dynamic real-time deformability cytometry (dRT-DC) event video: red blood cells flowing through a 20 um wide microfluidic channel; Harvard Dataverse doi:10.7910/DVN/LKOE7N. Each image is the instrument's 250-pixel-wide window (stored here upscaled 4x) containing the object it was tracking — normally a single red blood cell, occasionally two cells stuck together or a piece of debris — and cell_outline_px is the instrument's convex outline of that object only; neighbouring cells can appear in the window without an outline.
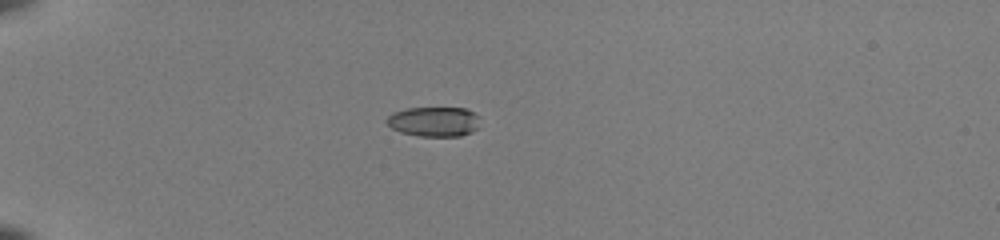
{"species": "common noctule bat (a hibernating species)", "species_latin": "Nyctalus noctula", "temperature_condition": "room temperature", "stored_images_in_passage": 37, "camera_frame_rate_fps": 3000, "um_per_image_px": 0.085, "animal": {"sex": "female", "body_mass_g": 22.0, "forearm_length_mm": 56.7}, "frame": {"image": 1, "passage_image": 1, "time_ms": 0.0, "image_size_px": [1000, 240], "cell_outline_px": [[480, 116], [476, 128], [472, 132], [460, 136], [420, 136], [400, 132], [392, 128], [388, 124], [388, 116], [392, 112], [408, 108], [468, 108]], "centroid_in_image_um": [36.92, 10.33], "position_along_channel_um": 48.1, "area_um2": 16.18}}
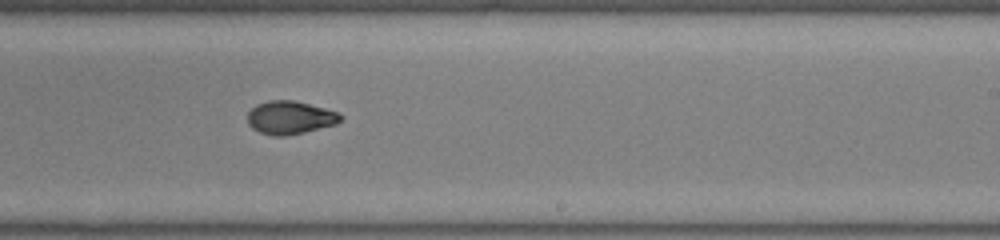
{"frame": {"image": 2, "passage_image": 20, "time_ms": 6.333, "image_size_px": [1000, 240], "cell_outline_px": [[344, 116], [336, 124], [304, 132], [284, 136], [272, 136], [260, 132], [252, 128], [248, 124], [248, 112], [256, 104], [268, 100], [292, 100], [340, 112]], "centroid_in_image_um": [24.65, 9.99], "position_along_channel_um": 264.3, "area_um2": 17.98}}
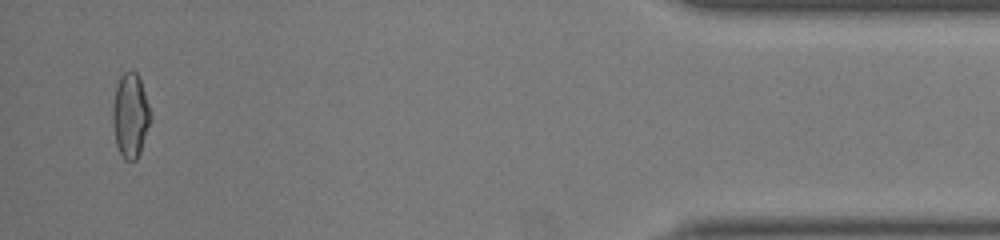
{"frame": {"image": 3, "passage_image": 36, "time_ms": 11.667, "image_size_px": [1000, 240], "cell_outline_px": [[152, 120], [140, 152], [136, 160], [124, 160], [116, 144], [112, 124], [112, 104], [116, 88], [120, 76], [124, 72], [136, 72], [140, 80], [148, 104]], "centroid_in_image_um": [11.07, 9.85], "position_along_channel_um": 424.1, "area_um2": 18.55}, "authors_computed_cell_mechanics": {"area_um2": 17.918, "velocity_mm_per_s": 4.0435, "shape_relaxation_time_tau1_ms": null, "shape_relaxation_time_tau2_ms": 0.9286, "deformation_change_tau1": null, "deformation_change_tau2": 0.0451}}